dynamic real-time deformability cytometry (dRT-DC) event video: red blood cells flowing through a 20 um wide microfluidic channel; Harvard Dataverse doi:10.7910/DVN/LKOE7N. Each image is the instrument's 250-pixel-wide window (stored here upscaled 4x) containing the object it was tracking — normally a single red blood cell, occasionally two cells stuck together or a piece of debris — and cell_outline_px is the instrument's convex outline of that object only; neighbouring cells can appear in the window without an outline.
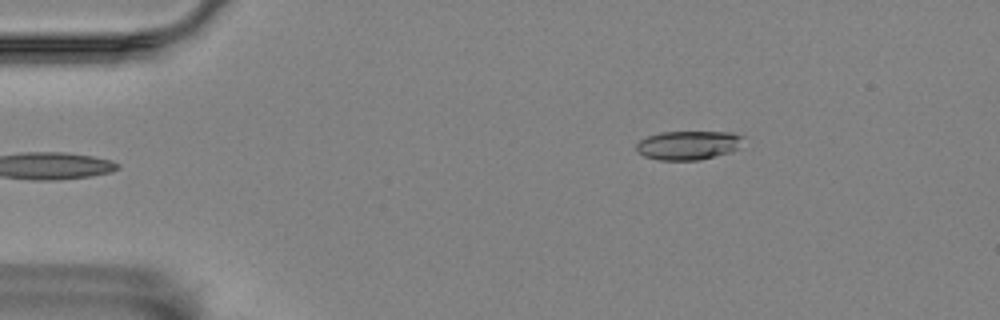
{"species": "Egyptian fruit bat (a non-hibernating species)", "species_latin": "Rousettus aegyptiacus", "temperature_condition": "room temperature", "stored_images_in_passage": 6, "camera_frame_rate_fps": 3000, "um_per_image_px": 0.085, "animal": {"sex": "female"}, "frame": {"image": 1, "passage_image": 6, "time_ms": 1.667, "image_size_px": [1000, 320], "cell_outline_px": [[744, 136], [740, 148], [732, 152], [700, 160], [660, 160], [644, 156], [636, 148], [636, 144], [640, 140], [648, 136], [660, 132], [732, 132]], "centroid_in_image_um": [58.55, 12.34], "position_along_channel_um": 26.4, "area_um2": 18.15}}